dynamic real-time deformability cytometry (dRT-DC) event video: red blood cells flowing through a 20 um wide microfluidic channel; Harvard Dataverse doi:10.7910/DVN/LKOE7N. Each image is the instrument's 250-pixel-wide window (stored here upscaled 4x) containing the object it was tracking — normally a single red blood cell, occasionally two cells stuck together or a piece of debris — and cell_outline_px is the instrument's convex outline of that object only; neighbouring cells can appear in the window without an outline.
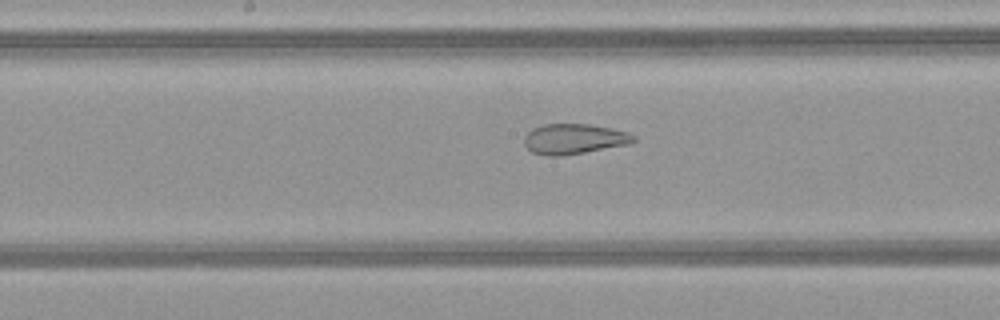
{"species": "common noctule bat (a hibernating species)", "species_latin": "Nyctalus noctula", "temperature_condition": "warm", "stored_images_in_passage": 34, "camera_frame_rate_fps": 3000, "um_per_image_px": 0.085, "animal": {"sex": "female", "body_mass_g": 21.9}, "frame": {"image": 1, "passage_image": 11, "time_ms": 3.333, "image_size_px": [1000, 320], "cell_outline_px": [[636, 140], [628, 144], [584, 152], [560, 156], [548, 156], [532, 152], [524, 144], [524, 136], [532, 128], [544, 124], [588, 124], [628, 132], [636, 136]], "centroid_in_image_um": [48.77, 11.81], "position_along_channel_um": 199.4, "area_um2": 19.13}}
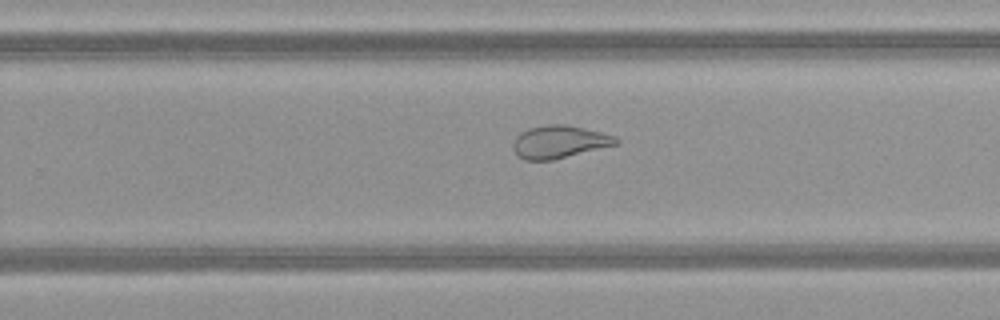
{"frame": {"image": 2, "passage_image": 17, "time_ms": 5.333, "image_size_px": [1000, 320], "cell_outline_px": [[620, 140], [616, 144], [552, 160], [524, 160], [516, 156], [512, 148], [512, 144], [516, 136], [520, 132], [528, 128], [548, 124], [564, 124], [584, 128], [616, 136]], "centroid_in_image_um": [47.48, 12.05], "position_along_channel_um": 282.3, "area_um2": 19.59}}
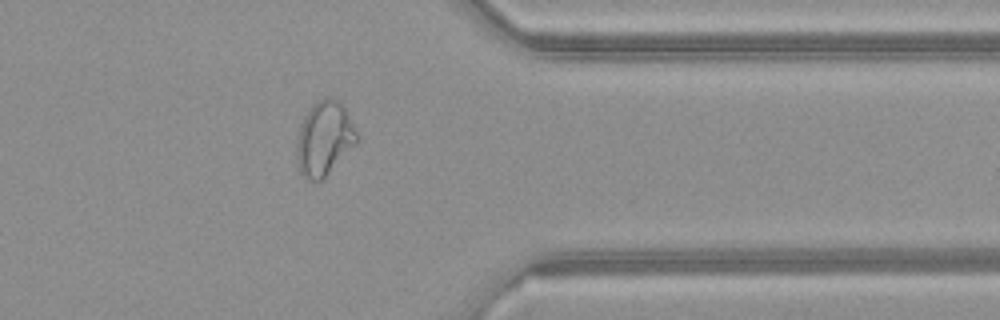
{"frame": {"image": 3, "passage_image": 25, "time_ms": 8.0, "image_size_px": [1000, 320], "cell_outline_px": [[360, 136], [356, 144], [320, 180], [312, 180], [304, 176], [300, 172], [296, 160], [296, 144], [300, 124], [304, 116], [312, 104], [316, 100], [324, 96], [332, 96], [344, 108]], "centroid_in_image_um": [27.55, 11.72], "position_along_channel_um": 383.9, "area_um2": 25.89}}